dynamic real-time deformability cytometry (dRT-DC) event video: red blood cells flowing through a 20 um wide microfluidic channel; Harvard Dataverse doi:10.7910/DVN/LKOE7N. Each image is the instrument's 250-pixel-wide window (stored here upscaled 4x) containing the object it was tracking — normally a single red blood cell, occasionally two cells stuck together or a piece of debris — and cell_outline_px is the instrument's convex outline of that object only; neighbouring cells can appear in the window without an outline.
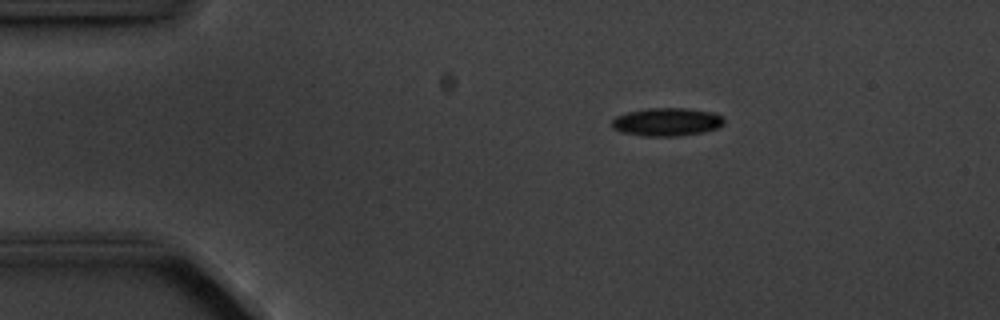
{"species": "common noctule bat (a hibernating species)", "species_latin": "Nyctalus noctula", "temperature_condition": "cold", "stored_images_in_passage": 5, "camera_frame_rate_fps": 3000, "um_per_image_px": 0.085, "animal": {"sex": "male", "body_mass_g": 20.1, "forearm_length_mm": 53.5}, "frame": {"image": 1, "passage_image": 2, "time_ms": 1.333, "image_size_px": [1000, 320], "cell_outline_px": [[724, 124], [716, 128], [704, 132], [676, 136], [644, 136], [620, 132], [612, 128], [612, 120], [616, 116], [628, 112], [648, 108], [688, 108], [712, 112], [724, 116]], "centroid_in_image_um": [56.69, 10.36], "position_along_channel_um": 28.3, "area_um2": 18.5}}
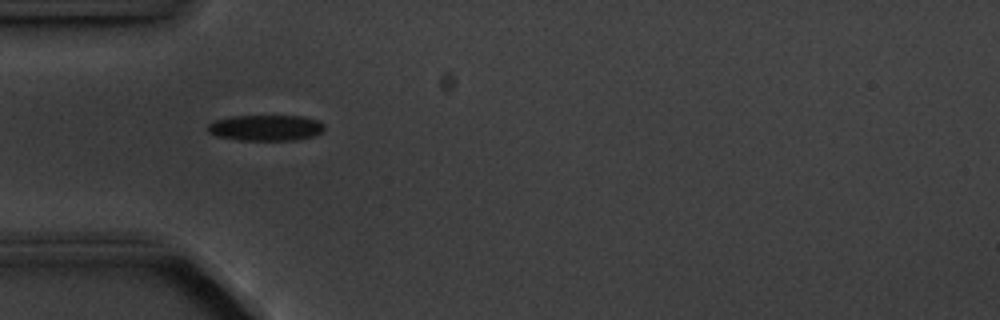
{"frame": {"image": 2, "passage_image": 4, "time_ms": 3.667, "image_size_px": [1000, 320], "cell_outline_px": [[324, 128], [320, 132], [312, 136], [296, 140], [240, 140], [216, 136], [208, 132], [208, 124], [216, 120], [232, 116], [304, 116], [320, 120], [324, 124]], "centroid_in_image_um": [22.6, 10.86], "position_along_channel_um": 62.4, "area_um2": 17.57}}
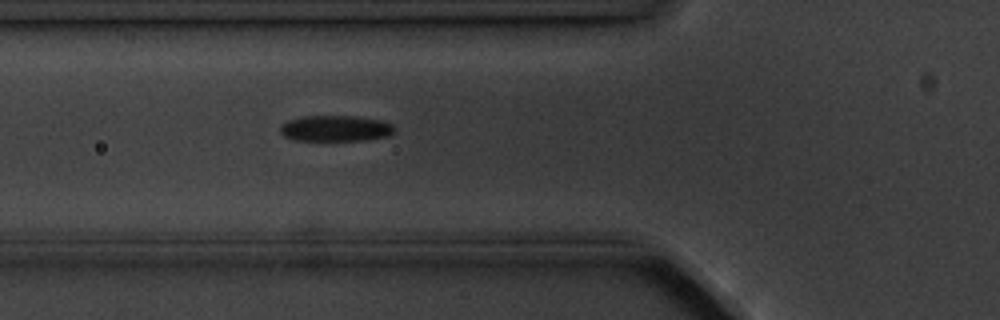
{"frame": {"image": 3, "passage_image": 5, "time_ms": 4.667, "image_size_px": [1000, 320], "cell_outline_px": [[396, 128], [388, 136], [364, 140], [296, 140], [284, 136], [280, 132], [280, 128], [288, 120], [304, 116], [356, 116], [380, 120], [392, 124]], "centroid_in_image_um": [28.54, 10.91], "position_along_channel_um": 97.3, "area_um2": 17.11}}